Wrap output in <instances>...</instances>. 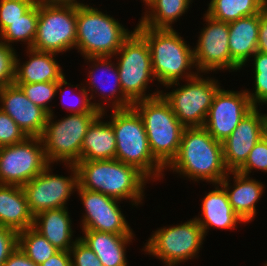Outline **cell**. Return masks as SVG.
<instances>
[{
    "mask_svg": "<svg viewBox=\"0 0 267 266\" xmlns=\"http://www.w3.org/2000/svg\"><path fill=\"white\" fill-rule=\"evenodd\" d=\"M33 218L22 186L0 184V226L20 232L33 227Z\"/></svg>",
    "mask_w": 267,
    "mask_h": 266,
    "instance_id": "484cf974",
    "label": "cell"
},
{
    "mask_svg": "<svg viewBox=\"0 0 267 266\" xmlns=\"http://www.w3.org/2000/svg\"><path fill=\"white\" fill-rule=\"evenodd\" d=\"M144 244L145 254L162 260L165 265H180L199 257L205 234L195 218L176 226L157 228Z\"/></svg>",
    "mask_w": 267,
    "mask_h": 266,
    "instance_id": "8fae6325",
    "label": "cell"
},
{
    "mask_svg": "<svg viewBox=\"0 0 267 266\" xmlns=\"http://www.w3.org/2000/svg\"><path fill=\"white\" fill-rule=\"evenodd\" d=\"M38 17L39 1L19 19L10 22V25L0 34V41L9 46H13L14 43L17 44L21 41V44L24 42L23 44L27 45V48H32L37 32Z\"/></svg>",
    "mask_w": 267,
    "mask_h": 266,
    "instance_id": "f546056e",
    "label": "cell"
},
{
    "mask_svg": "<svg viewBox=\"0 0 267 266\" xmlns=\"http://www.w3.org/2000/svg\"><path fill=\"white\" fill-rule=\"evenodd\" d=\"M18 247L37 265L59 251L33 227L18 232Z\"/></svg>",
    "mask_w": 267,
    "mask_h": 266,
    "instance_id": "4dcf8cb0",
    "label": "cell"
},
{
    "mask_svg": "<svg viewBox=\"0 0 267 266\" xmlns=\"http://www.w3.org/2000/svg\"><path fill=\"white\" fill-rule=\"evenodd\" d=\"M18 247V232L11 228L0 226V266Z\"/></svg>",
    "mask_w": 267,
    "mask_h": 266,
    "instance_id": "ab89813d",
    "label": "cell"
},
{
    "mask_svg": "<svg viewBox=\"0 0 267 266\" xmlns=\"http://www.w3.org/2000/svg\"><path fill=\"white\" fill-rule=\"evenodd\" d=\"M133 107L144 122L152 155L166 168L178 153L185 127L162 95L136 101Z\"/></svg>",
    "mask_w": 267,
    "mask_h": 266,
    "instance_id": "8992f818",
    "label": "cell"
},
{
    "mask_svg": "<svg viewBox=\"0 0 267 266\" xmlns=\"http://www.w3.org/2000/svg\"><path fill=\"white\" fill-rule=\"evenodd\" d=\"M229 50L232 72L246 66L257 51L260 13L229 22Z\"/></svg>",
    "mask_w": 267,
    "mask_h": 266,
    "instance_id": "7402d4cb",
    "label": "cell"
},
{
    "mask_svg": "<svg viewBox=\"0 0 267 266\" xmlns=\"http://www.w3.org/2000/svg\"><path fill=\"white\" fill-rule=\"evenodd\" d=\"M67 207L45 210L33 218V228L59 251H69L74 243L72 220Z\"/></svg>",
    "mask_w": 267,
    "mask_h": 266,
    "instance_id": "d4e9b609",
    "label": "cell"
},
{
    "mask_svg": "<svg viewBox=\"0 0 267 266\" xmlns=\"http://www.w3.org/2000/svg\"><path fill=\"white\" fill-rule=\"evenodd\" d=\"M76 191L81 199V204L85 208V213L80 222L82 230L134 234L121 208H119L120 200L80 187H77Z\"/></svg>",
    "mask_w": 267,
    "mask_h": 266,
    "instance_id": "2e32d148",
    "label": "cell"
},
{
    "mask_svg": "<svg viewBox=\"0 0 267 266\" xmlns=\"http://www.w3.org/2000/svg\"><path fill=\"white\" fill-rule=\"evenodd\" d=\"M135 29L146 39L151 51L152 71L162 86L188 80L198 72L193 47L174 29H154L138 23ZM184 79V80H183Z\"/></svg>",
    "mask_w": 267,
    "mask_h": 266,
    "instance_id": "3957f363",
    "label": "cell"
},
{
    "mask_svg": "<svg viewBox=\"0 0 267 266\" xmlns=\"http://www.w3.org/2000/svg\"><path fill=\"white\" fill-rule=\"evenodd\" d=\"M37 1H47V2H74V3H80V1H77V0H37Z\"/></svg>",
    "mask_w": 267,
    "mask_h": 266,
    "instance_id": "ee69618b",
    "label": "cell"
},
{
    "mask_svg": "<svg viewBox=\"0 0 267 266\" xmlns=\"http://www.w3.org/2000/svg\"><path fill=\"white\" fill-rule=\"evenodd\" d=\"M78 173V187L100 192L111 198L127 199L132 206L142 205L144 187L150 181L132 165L116 159L79 161L75 164Z\"/></svg>",
    "mask_w": 267,
    "mask_h": 266,
    "instance_id": "7a4b0ae2",
    "label": "cell"
},
{
    "mask_svg": "<svg viewBox=\"0 0 267 266\" xmlns=\"http://www.w3.org/2000/svg\"><path fill=\"white\" fill-rule=\"evenodd\" d=\"M49 164L39 175L22 186L28 202V208L33 216L51 209L67 207L71 194L78 187V173L73 164H64L71 174L63 176L54 174Z\"/></svg>",
    "mask_w": 267,
    "mask_h": 266,
    "instance_id": "4fadbf2b",
    "label": "cell"
},
{
    "mask_svg": "<svg viewBox=\"0 0 267 266\" xmlns=\"http://www.w3.org/2000/svg\"><path fill=\"white\" fill-rule=\"evenodd\" d=\"M100 114L99 110L93 108L90 112L71 113L55 121L54 112L48 115L41 136L48 163H78L87 129Z\"/></svg>",
    "mask_w": 267,
    "mask_h": 266,
    "instance_id": "52a82bcc",
    "label": "cell"
},
{
    "mask_svg": "<svg viewBox=\"0 0 267 266\" xmlns=\"http://www.w3.org/2000/svg\"><path fill=\"white\" fill-rule=\"evenodd\" d=\"M142 2L144 3L143 5H145V8L148 10L149 7L155 2V0H143Z\"/></svg>",
    "mask_w": 267,
    "mask_h": 266,
    "instance_id": "f6af8a7d",
    "label": "cell"
},
{
    "mask_svg": "<svg viewBox=\"0 0 267 266\" xmlns=\"http://www.w3.org/2000/svg\"><path fill=\"white\" fill-rule=\"evenodd\" d=\"M2 266H38L17 247Z\"/></svg>",
    "mask_w": 267,
    "mask_h": 266,
    "instance_id": "b9f144b4",
    "label": "cell"
},
{
    "mask_svg": "<svg viewBox=\"0 0 267 266\" xmlns=\"http://www.w3.org/2000/svg\"><path fill=\"white\" fill-rule=\"evenodd\" d=\"M165 86V89L174 87L172 92L161 90V95L180 123L184 127H204L213 98L221 87L219 81L209 76L204 78L203 74L198 73L186 80L184 85L174 82Z\"/></svg>",
    "mask_w": 267,
    "mask_h": 266,
    "instance_id": "30bf717a",
    "label": "cell"
},
{
    "mask_svg": "<svg viewBox=\"0 0 267 266\" xmlns=\"http://www.w3.org/2000/svg\"><path fill=\"white\" fill-rule=\"evenodd\" d=\"M254 107L222 142L224 163L228 171H237L247 160L251 149L264 136V114Z\"/></svg>",
    "mask_w": 267,
    "mask_h": 266,
    "instance_id": "ac0fdd59",
    "label": "cell"
},
{
    "mask_svg": "<svg viewBox=\"0 0 267 266\" xmlns=\"http://www.w3.org/2000/svg\"><path fill=\"white\" fill-rule=\"evenodd\" d=\"M192 3L193 0H155L139 23L148 28L173 29L172 24L188 12Z\"/></svg>",
    "mask_w": 267,
    "mask_h": 266,
    "instance_id": "83f0119b",
    "label": "cell"
},
{
    "mask_svg": "<svg viewBox=\"0 0 267 266\" xmlns=\"http://www.w3.org/2000/svg\"><path fill=\"white\" fill-rule=\"evenodd\" d=\"M102 112L88 127L83 139L80 161L115 159L116 137L110 121L102 120Z\"/></svg>",
    "mask_w": 267,
    "mask_h": 266,
    "instance_id": "4316f807",
    "label": "cell"
},
{
    "mask_svg": "<svg viewBox=\"0 0 267 266\" xmlns=\"http://www.w3.org/2000/svg\"><path fill=\"white\" fill-rule=\"evenodd\" d=\"M253 108L245 89L233 91L220 87L213 98L204 128L215 140L223 142Z\"/></svg>",
    "mask_w": 267,
    "mask_h": 266,
    "instance_id": "e0dca14e",
    "label": "cell"
},
{
    "mask_svg": "<svg viewBox=\"0 0 267 266\" xmlns=\"http://www.w3.org/2000/svg\"><path fill=\"white\" fill-rule=\"evenodd\" d=\"M48 165L41 137L0 147V184L23 186Z\"/></svg>",
    "mask_w": 267,
    "mask_h": 266,
    "instance_id": "7c38bea8",
    "label": "cell"
},
{
    "mask_svg": "<svg viewBox=\"0 0 267 266\" xmlns=\"http://www.w3.org/2000/svg\"><path fill=\"white\" fill-rule=\"evenodd\" d=\"M229 175H233V177ZM230 179H233V185H230L232 184L229 183L231 182ZM262 183L237 171H229L226 177L220 182L227 193L234 212L246 224L252 221L257 215L256 203L262 198L261 196L265 191L264 188H266Z\"/></svg>",
    "mask_w": 267,
    "mask_h": 266,
    "instance_id": "ffe728a7",
    "label": "cell"
},
{
    "mask_svg": "<svg viewBox=\"0 0 267 266\" xmlns=\"http://www.w3.org/2000/svg\"><path fill=\"white\" fill-rule=\"evenodd\" d=\"M16 49L0 41V90L14 84Z\"/></svg>",
    "mask_w": 267,
    "mask_h": 266,
    "instance_id": "e575fe53",
    "label": "cell"
},
{
    "mask_svg": "<svg viewBox=\"0 0 267 266\" xmlns=\"http://www.w3.org/2000/svg\"><path fill=\"white\" fill-rule=\"evenodd\" d=\"M264 119H265V132H264V134H267V114H264Z\"/></svg>",
    "mask_w": 267,
    "mask_h": 266,
    "instance_id": "bcb514c9",
    "label": "cell"
},
{
    "mask_svg": "<svg viewBox=\"0 0 267 266\" xmlns=\"http://www.w3.org/2000/svg\"><path fill=\"white\" fill-rule=\"evenodd\" d=\"M79 239L99 258L103 266H128L126 248L134 234H113L94 230H82ZM129 244V245H127Z\"/></svg>",
    "mask_w": 267,
    "mask_h": 266,
    "instance_id": "cb8c5ba5",
    "label": "cell"
},
{
    "mask_svg": "<svg viewBox=\"0 0 267 266\" xmlns=\"http://www.w3.org/2000/svg\"><path fill=\"white\" fill-rule=\"evenodd\" d=\"M38 266H72L69 251H58Z\"/></svg>",
    "mask_w": 267,
    "mask_h": 266,
    "instance_id": "7bdbcfd3",
    "label": "cell"
},
{
    "mask_svg": "<svg viewBox=\"0 0 267 266\" xmlns=\"http://www.w3.org/2000/svg\"><path fill=\"white\" fill-rule=\"evenodd\" d=\"M257 51L267 54V7L260 13Z\"/></svg>",
    "mask_w": 267,
    "mask_h": 266,
    "instance_id": "60d3db41",
    "label": "cell"
},
{
    "mask_svg": "<svg viewBox=\"0 0 267 266\" xmlns=\"http://www.w3.org/2000/svg\"><path fill=\"white\" fill-rule=\"evenodd\" d=\"M253 169L267 172V139L264 136L251 149L247 160L237 172L250 176Z\"/></svg>",
    "mask_w": 267,
    "mask_h": 266,
    "instance_id": "d590c367",
    "label": "cell"
},
{
    "mask_svg": "<svg viewBox=\"0 0 267 266\" xmlns=\"http://www.w3.org/2000/svg\"><path fill=\"white\" fill-rule=\"evenodd\" d=\"M266 7L267 0H211L205 13L216 20L229 23L261 13Z\"/></svg>",
    "mask_w": 267,
    "mask_h": 266,
    "instance_id": "f1b7e54d",
    "label": "cell"
},
{
    "mask_svg": "<svg viewBox=\"0 0 267 266\" xmlns=\"http://www.w3.org/2000/svg\"><path fill=\"white\" fill-rule=\"evenodd\" d=\"M90 4L77 3L76 50L84 58L112 56L132 34L118 19Z\"/></svg>",
    "mask_w": 267,
    "mask_h": 266,
    "instance_id": "5b68a950",
    "label": "cell"
},
{
    "mask_svg": "<svg viewBox=\"0 0 267 266\" xmlns=\"http://www.w3.org/2000/svg\"><path fill=\"white\" fill-rule=\"evenodd\" d=\"M214 190L205 193L202 198L201 214L194 217L202 227L205 236L211 227L222 230L237 229L244 221L234 212L227 193L220 183L213 184Z\"/></svg>",
    "mask_w": 267,
    "mask_h": 266,
    "instance_id": "44dd1931",
    "label": "cell"
},
{
    "mask_svg": "<svg viewBox=\"0 0 267 266\" xmlns=\"http://www.w3.org/2000/svg\"><path fill=\"white\" fill-rule=\"evenodd\" d=\"M110 116L116 137L115 159L136 167L153 182L163 179L165 168L151 153L144 122L136 109H113Z\"/></svg>",
    "mask_w": 267,
    "mask_h": 266,
    "instance_id": "277c9868",
    "label": "cell"
},
{
    "mask_svg": "<svg viewBox=\"0 0 267 266\" xmlns=\"http://www.w3.org/2000/svg\"><path fill=\"white\" fill-rule=\"evenodd\" d=\"M112 58V56L83 58L91 64L89 65L91 69L90 71L88 70L87 77H89V80L86 81V86L83 83L82 85L88 92L90 101L96 99L98 95L102 98V101L100 98L97 100L99 103L96 102V100L93 101V107L101 113L106 111V107H110V109L113 110L125 109L133 106V103L123 93L117 64L112 61ZM97 72L101 74H97ZM95 94H97V96H95ZM103 100L105 103L108 102L111 104V106L109 104L106 106L105 103L102 104V102H104Z\"/></svg>",
    "mask_w": 267,
    "mask_h": 266,
    "instance_id": "9a60e30c",
    "label": "cell"
},
{
    "mask_svg": "<svg viewBox=\"0 0 267 266\" xmlns=\"http://www.w3.org/2000/svg\"><path fill=\"white\" fill-rule=\"evenodd\" d=\"M28 61L20 62L16 57L14 83H38L60 81L65 77L61 65L56 61L58 54L26 49Z\"/></svg>",
    "mask_w": 267,
    "mask_h": 266,
    "instance_id": "603a6c76",
    "label": "cell"
},
{
    "mask_svg": "<svg viewBox=\"0 0 267 266\" xmlns=\"http://www.w3.org/2000/svg\"><path fill=\"white\" fill-rule=\"evenodd\" d=\"M72 266H103L96 254L78 239L69 250Z\"/></svg>",
    "mask_w": 267,
    "mask_h": 266,
    "instance_id": "f35d334b",
    "label": "cell"
},
{
    "mask_svg": "<svg viewBox=\"0 0 267 266\" xmlns=\"http://www.w3.org/2000/svg\"><path fill=\"white\" fill-rule=\"evenodd\" d=\"M18 85L24 94L35 105L44 109L49 115L53 113L50 102L57 96L58 81L54 82H38V83H14Z\"/></svg>",
    "mask_w": 267,
    "mask_h": 266,
    "instance_id": "d6a6232c",
    "label": "cell"
},
{
    "mask_svg": "<svg viewBox=\"0 0 267 266\" xmlns=\"http://www.w3.org/2000/svg\"><path fill=\"white\" fill-rule=\"evenodd\" d=\"M249 60L253 61L254 88L253 91L246 90L247 95L254 107L267 106V54L256 51ZM255 89V90H254Z\"/></svg>",
    "mask_w": 267,
    "mask_h": 266,
    "instance_id": "1f68e13d",
    "label": "cell"
},
{
    "mask_svg": "<svg viewBox=\"0 0 267 266\" xmlns=\"http://www.w3.org/2000/svg\"><path fill=\"white\" fill-rule=\"evenodd\" d=\"M133 30L114 55L123 93L132 103L159 96L162 92L158 89L146 94L148 84L155 80L151 51L146 39L136 29Z\"/></svg>",
    "mask_w": 267,
    "mask_h": 266,
    "instance_id": "ba28073f",
    "label": "cell"
},
{
    "mask_svg": "<svg viewBox=\"0 0 267 266\" xmlns=\"http://www.w3.org/2000/svg\"><path fill=\"white\" fill-rule=\"evenodd\" d=\"M205 19V20H204ZM206 22L199 32L198 42L193 48L194 63L198 73L204 75L217 70L232 72V57L229 50V24L219 21L206 13Z\"/></svg>",
    "mask_w": 267,
    "mask_h": 266,
    "instance_id": "5bb4252c",
    "label": "cell"
},
{
    "mask_svg": "<svg viewBox=\"0 0 267 266\" xmlns=\"http://www.w3.org/2000/svg\"><path fill=\"white\" fill-rule=\"evenodd\" d=\"M27 137L16 122L0 109V147L22 142Z\"/></svg>",
    "mask_w": 267,
    "mask_h": 266,
    "instance_id": "74e56055",
    "label": "cell"
},
{
    "mask_svg": "<svg viewBox=\"0 0 267 266\" xmlns=\"http://www.w3.org/2000/svg\"><path fill=\"white\" fill-rule=\"evenodd\" d=\"M37 0H0V34L26 13Z\"/></svg>",
    "mask_w": 267,
    "mask_h": 266,
    "instance_id": "836d02e7",
    "label": "cell"
},
{
    "mask_svg": "<svg viewBox=\"0 0 267 266\" xmlns=\"http://www.w3.org/2000/svg\"><path fill=\"white\" fill-rule=\"evenodd\" d=\"M76 11L74 2L39 1L37 32L32 49L64 54L76 48Z\"/></svg>",
    "mask_w": 267,
    "mask_h": 266,
    "instance_id": "9c48e42d",
    "label": "cell"
},
{
    "mask_svg": "<svg viewBox=\"0 0 267 266\" xmlns=\"http://www.w3.org/2000/svg\"><path fill=\"white\" fill-rule=\"evenodd\" d=\"M63 85L65 87H63ZM79 85H81V86L79 87ZM79 85L78 84L77 85H74L77 90L79 88V92L78 93L80 94V95H78V97H77V99L75 101V104L71 101V104L69 102L70 106L68 104L69 107H67V105H65L66 106L65 110H68L70 114L71 113H85V112H90L94 108L93 107V102L90 101L88 92L82 86V83L79 84ZM69 86L70 87H73V85H71V83H68L67 82V79L65 77L62 78L60 81H58V86H57L56 93L61 92V95H60L61 97L60 98L63 99V100H61V103L62 104L65 101L64 100V98H65L64 97V94L66 95V93L69 92L68 91ZM65 103H66V101H65Z\"/></svg>",
    "mask_w": 267,
    "mask_h": 266,
    "instance_id": "8d00e7d4",
    "label": "cell"
},
{
    "mask_svg": "<svg viewBox=\"0 0 267 266\" xmlns=\"http://www.w3.org/2000/svg\"><path fill=\"white\" fill-rule=\"evenodd\" d=\"M193 180L220 183L229 173L224 163L222 142L204 127H185L176 157L165 168Z\"/></svg>",
    "mask_w": 267,
    "mask_h": 266,
    "instance_id": "6da1fadb",
    "label": "cell"
},
{
    "mask_svg": "<svg viewBox=\"0 0 267 266\" xmlns=\"http://www.w3.org/2000/svg\"><path fill=\"white\" fill-rule=\"evenodd\" d=\"M0 109L9 115L28 137H41L48 113L35 105L22 89L11 84L0 90Z\"/></svg>",
    "mask_w": 267,
    "mask_h": 266,
    "instance_id": "d6986e66",
    "label": "cell"
}]
</instances>
